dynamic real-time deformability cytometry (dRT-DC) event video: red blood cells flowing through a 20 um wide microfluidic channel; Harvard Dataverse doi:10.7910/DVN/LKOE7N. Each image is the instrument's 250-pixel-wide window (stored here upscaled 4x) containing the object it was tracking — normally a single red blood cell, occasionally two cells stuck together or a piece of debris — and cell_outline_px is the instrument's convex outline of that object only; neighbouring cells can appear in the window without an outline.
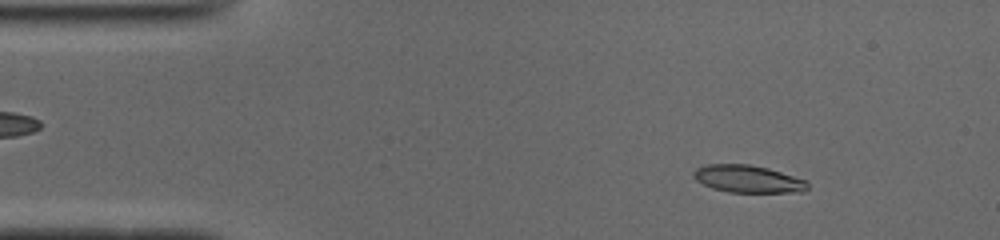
{"species": "common noctule bat (a hibernating species)", "species_latin": "Nyctalus noctula", "temperature_condition": "cold", "stored_images_in_passage": 50, "camera_frame_rate_fps": 3000, "um_per_image_px": 0.085, "animal": {"sex": "male", "body_mass_g": 19.0, "forearm_length_mm": 50.8}, "frame": {"image": 1, "passage_image": 6, "time_ms": 1.667, "image_size_px": [1000, 240], "cell_outline_px": [[808, 188], [804, 192], [728, 192], [712, 188], [696, 180], [692, 176], [692, 172], [696, 168], [708, 164], [748, 164], [768, 168], [808, 180]], "centroid_in_image_um": [63.59, 15.21], "position_along_channel_um": 21.4, "area_um2": 18.32}}
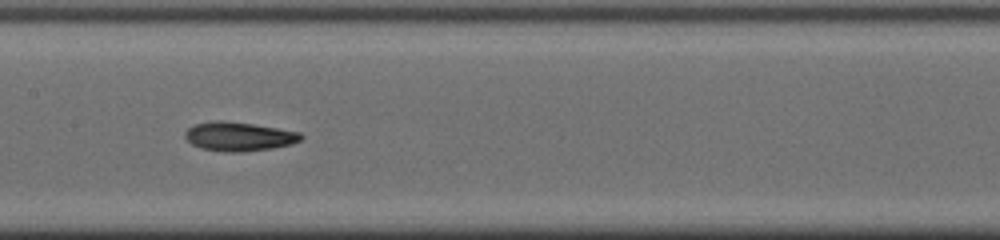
{"frame": {"image": 2, "passage_image": 24, "time_ms": 7.667, "image_size_px": [1000, 240], "cell_outline_px": [[304, 136], [300, 140], [292, 144], [272, 148], [244, 152], [224, 152], [204, 148], [192, 144], [184, 136], [184, 132], [188, 128], [196, 124], [212, 120], [220, 120], [252, 124], [300, 132]], "centroid_in_image_um": [20.31, 11.6], "position_along_channel_um": 187.1, "area_um2": 19.48}}
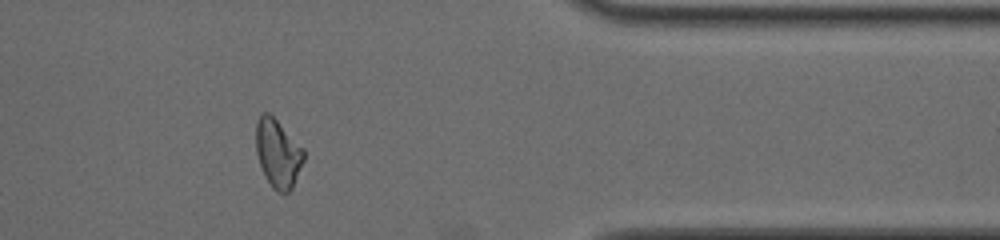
{"frame": {"image": 3, "passage_image": 41, "time_ms": 13.333, "image_size_px": [1000, 240], "cell_outline_px": [[304, 160], [292, 188], [284, 196], [276, 192], [272, 188], [260, 164], [256, 152], [256, 124], [260, 116], [264, 112], [268, 112], [304, 148]], "centroid_in_image_um": [23.63, 13.07], "position_along_channel_um": 387.8, "area_um2": 18.9}, "authors_computed_cell_mechanics": {"area_um2": 18.9006, "velocity_mm_per_s": 3.9231, "shape_relaxation_time_tau1_ms": 7.8055, "shape_relaxation_time_tau2_ms": null, "deformation_change_tau1": 0.2433, "deformation_change_tau2": null}}